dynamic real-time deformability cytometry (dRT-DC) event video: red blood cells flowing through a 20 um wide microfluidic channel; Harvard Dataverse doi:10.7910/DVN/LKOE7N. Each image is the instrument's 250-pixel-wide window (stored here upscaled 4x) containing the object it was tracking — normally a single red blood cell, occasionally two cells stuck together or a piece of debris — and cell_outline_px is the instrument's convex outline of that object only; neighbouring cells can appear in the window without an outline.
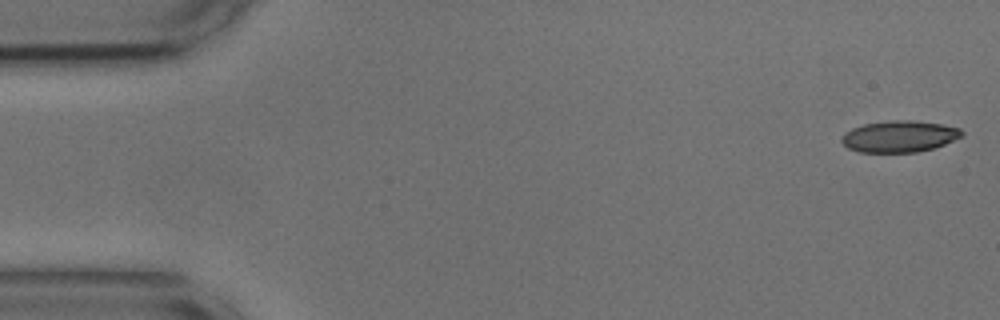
{"species": "common noctule bat (a hibernating species)", "species_latin": "Nyctalus noctula", "temperature_condition": "cold", "stored_images_in_passage": 53, "camera_frame_rate_fps": 3000, "um_per_image_px": 0.085, "animal": {"sex": "male", "body_mass_g": 17.9, "forearm_length_mm": 54.2}, "frame": {"image": 1, "passage_image": 1, "time_ms": 0.0, "image_size_px": [1000, 320], "cell_outline_px": [[964, 136], [936, 148], [916, 152], [860, 152], [848, 148], [840, 140], [844, 132], [852, 128], [864, 124], [896, 120], [908, 120], [944, 124], [960, 128], [964, 132]], "centroid_in_image_um": [76.49, 11.6], "position_along_channel_um": 8.5, "area_um2": 22.2}}
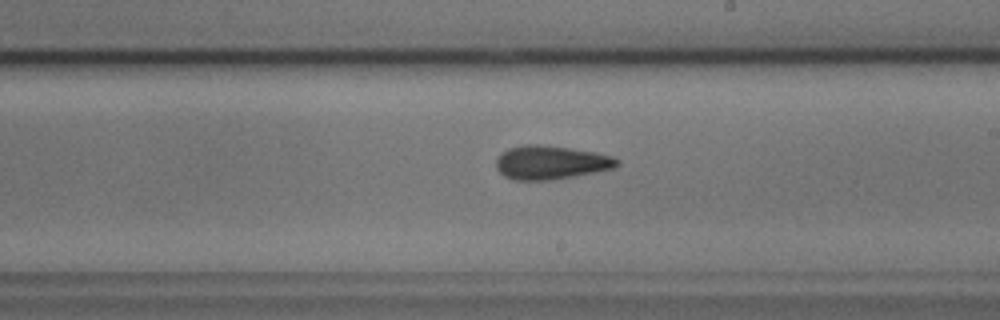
{"frame": {"image": 2, "passage_image": 30, "time_ms": 9.667, "image_size_px": [1000, 320], "cell_outline_px": [[620, 164], [612, 168], [572, 176], [548, 180], [512, 180], [504, 176], [496, 168], [496, 160], [500, 152], [508, 148], [524, 144], [540, 144], [596, 152], [612, 156], [620, 160]], "centroid_in_image_um": [46.77, 13.8], "position_along_channel_um": 242.2, "area_um2": 23.7}}
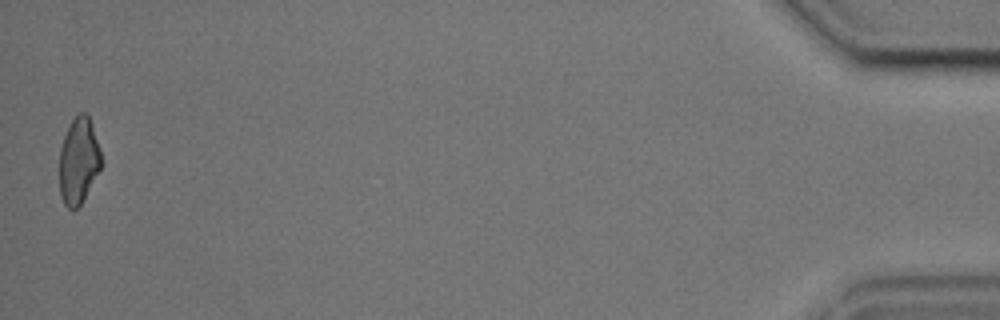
{"frame": {"image": 3, "passage_image": 53, "time_ms": 17.333, "image_size_px": [1000, 320], "cell_outline_px": [[100, 168], [80, 204], [76, 208], [68, 208], [64, 204], [60, 196], [60, 148], [64, 136], [76, 112], [84, 112], [88, 116], [92, 124], [100, 148]], "centroid_in_image_um": [6.66, 13.63], "position_along_channel_um": 428.5, "area_um2": 20.63}, "authors_computed_cell_mechanics": {"area_um2": 22.7732, "velocity_mm_per_s": 3.6657, "shape_relaxation_time_tau1_ms": 5.6876, "shape_relaxation_time_tau2_ms": 2.8143, "deformation_change_tau1": 0.1178, "deformation_change_tau2": 0.1079}}